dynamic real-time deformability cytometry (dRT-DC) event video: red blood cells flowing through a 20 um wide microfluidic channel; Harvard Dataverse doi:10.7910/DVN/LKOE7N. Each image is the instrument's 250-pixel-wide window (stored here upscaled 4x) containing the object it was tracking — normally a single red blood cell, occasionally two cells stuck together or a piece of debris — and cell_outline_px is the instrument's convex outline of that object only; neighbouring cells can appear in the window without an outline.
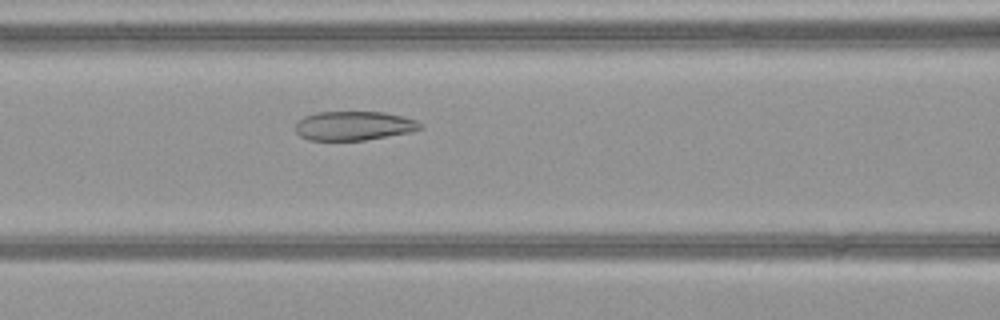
{"species": "common noctule bat (a hibernating species)", "species_latin": "Nyctalus noctula", "temperature_condition": "warm", "stored_images_in_passage": 39, "camera_frame_rate_fps": 3000, "um_per_image_px": 0.085, "animal": {"sex": "female", "body_mass_g": 21.9}, "frame": {"image": 1, "passage_image": 16, "time_ms": 5.0, "image_size_px": [1000, 320], "cell_outline_px": [[424, 128], [412, 132], [364, 140], [312, 140], [300, 136], [296, 132], [296, 124], [304, 116], [316, 112], [384, 112], [404, 116], [416, 120], [424, 124]], "centroid_in_image_um": [30.14, 10.68], "position_along_channel_um": 136.5, "area_um2": 21.27}}
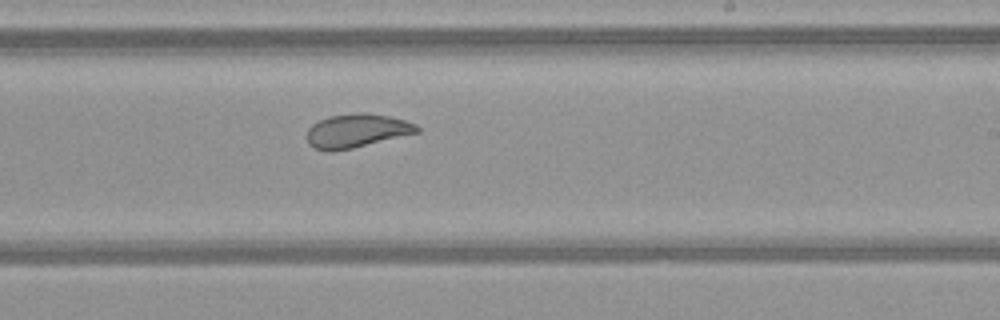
{"frame": {"image": 2, "passage_image": 25, "time_ms": 8.0, "image_size_px": [1000, 320], "cell_outline_px": [[420, 132], [352, 148], [332, 152], [316, 148], [308, 144], [308, 128], [312, 124], [328, 116], [360, 112], [368, 112], [388, 116], [404, 120], [416, 124], [420, 128]], "centroid_in_image_um": [30.33, 11.1], "position_along_channel_um": 258.7, "area_um2": 21.56}}
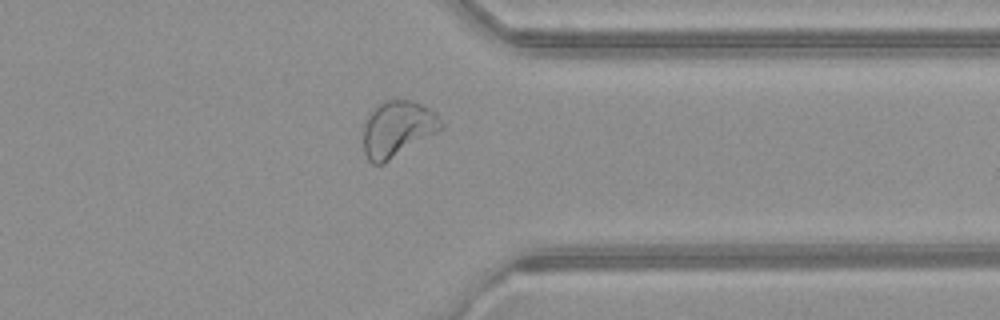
{"frame": {"image": 3, "passage_image": 34, "time_ms": 11.0, "image_size_px": [1000, 320], "cell_outline_px": [[444, 128], [384, 164], [372, 164], [368, 160], [364, 152], [364, 124], [368, 112], [372, 108], [384, 100], [408, 100], [420, 104], [436, 112], [444, 124]], "centroid_in_image_um": [33.78, 10.95], "position_along_channel_um": 377.6, "area_um2": 25.61}}